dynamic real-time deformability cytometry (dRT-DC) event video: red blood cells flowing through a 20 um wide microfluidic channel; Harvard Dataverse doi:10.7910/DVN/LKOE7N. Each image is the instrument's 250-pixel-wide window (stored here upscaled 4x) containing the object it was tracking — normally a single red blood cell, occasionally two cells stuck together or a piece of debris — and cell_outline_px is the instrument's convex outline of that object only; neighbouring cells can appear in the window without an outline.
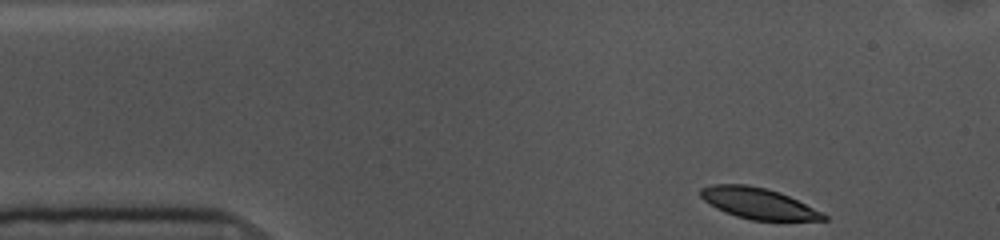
{"species": "common noctule bat (a hibernating species)", "species_latin": "Nyctalus noctula", "temperature_condition": "cold", "stored_images_in_passage": 50, "camera_frame_rate_fps": 3000, "um_per_image_px": 0.085, "animal": {"sex": "female", "body_mass_g": 10.0, "forearm_length_mm": 53.1}, "frame": {"image": 1, "passage_image": 1, "time_ms": 0.0, "image_size_px": [1000, 240], "cell_outline_px": [[828, 220], [752, 220], [736, 216], [724, 212], [716, 208], [704, 200], [700, 196], [700, 188], [712, 184], [744, 184], [764, 188], [780, 192], [824, 212], [828, 216]], "centroid_in_image_um": [64.46, 17.28], "position_along_channel_um": 20.5, "area_um2": 22.2}}
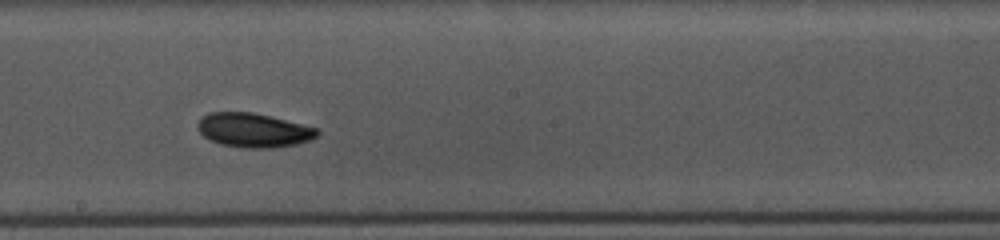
{"frame": {"image": 2, "passage_image": 24, "time_ms": 7.667, "image_size_px": [1000, 240], "cell_outline_px": [[320, 132], [316, 136], [308, 140], [296, 144], [272, 148], [240, 148], [220, 144], [208, 140], [196, 128], [196, 124], [200, 116], [208, 112], [252, 112], [320, 128]], "centroid_in_image_um": [21.5, 11.06], "position_along_channel_um": 226.7, "area_um2": 24.1}}
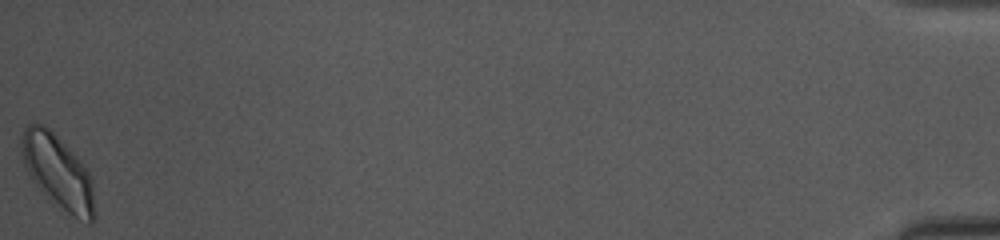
{"frame": {"image": 3, "passage_image": 50, "time_ms": 16.333, "image_size_px": [1000, 240], "cell_outline_px": [[96, 216], [92, 224], [88, 224], [72, 216], [48, 200], [32, 180], [24, 168], [20, 152], [20, 136], [24, 128], [28, 124], [44, 124], [80, 160], [92, 176]], "centroid_in_image_um": [4.92, 14.66], "position_along_channel_um": 430.3, "area_um2": 32.02}, "authors_computed_cell_mechanics": {"area_um2": 23.3223, "velocity_mm_per_s": 3.5453, "shape_relaxation_time_tau1_ms": 4.389, "shape_relaxation_time_tau2_ms": null, "deformation_change_tau1": 0.1038, "deformation_change_tau2": null}}